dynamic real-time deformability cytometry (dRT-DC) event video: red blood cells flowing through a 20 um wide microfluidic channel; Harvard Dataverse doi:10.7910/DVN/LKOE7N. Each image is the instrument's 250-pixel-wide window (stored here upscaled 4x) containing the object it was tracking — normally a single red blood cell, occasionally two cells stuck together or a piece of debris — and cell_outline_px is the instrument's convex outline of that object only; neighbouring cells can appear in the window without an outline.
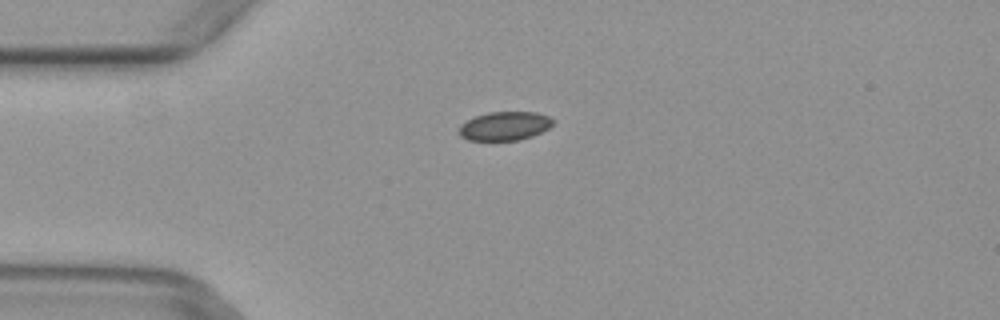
{"species": "common noctule bat (a hibernating species)", "species_latin": "Nyctalus noctula", "temperature_condition": "warm", "stored_images_in_passage": 5, "camera_frame_rate_fps": 3000, "um_per_image_px": 0.085, "animal": {"sex": "female", "body_mass_g": 29.2, "forearm_length_mm": 56.3}, "frame": {"image": 1, "passage_image": 3, "time_ms": 0.667, "image_size_px": [1000, 320], "cell_outline_px": [[556, 120], [548, 128], [532, 136], [520, 140], [468, 140], [460, 136], [460, 124], [476, 116], [488, 112], [536, 112], [548, 116]], "centroid_in_image_um": [42.92, 10.71], "position_along_channel_um": 42.1, "area_um2": 15.66}}
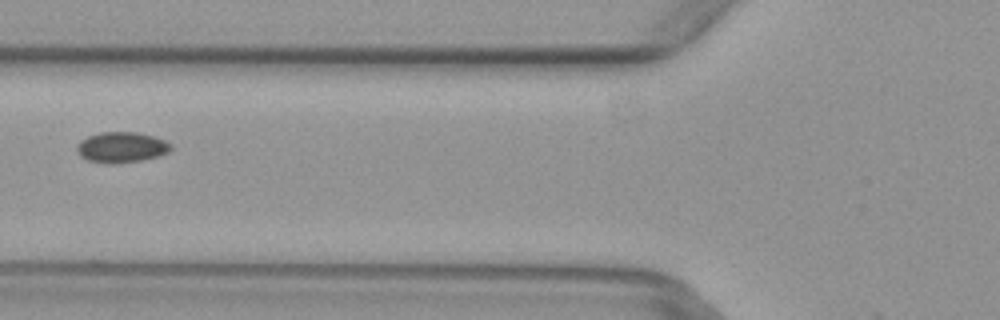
{"frame": {"image": 2, "passage_image": 5, "time_ms": 1.333, "image_size_px": [1000, 320], "cell_outline_px": [[172, 148], [168, 152], [156, 156], [140, 160], [116, 164], [108, 164], [88, 160], [80, 156], [76, 152], [76, 144], [80, 140], [88, 136], [100, 132], [136, 132], [152, 136], [164, 140], [172, 144]], "centroid_in_image_um": [10.28, 12.52], "position_along_channel_um": 115.5, "area_um2": 16.82}}